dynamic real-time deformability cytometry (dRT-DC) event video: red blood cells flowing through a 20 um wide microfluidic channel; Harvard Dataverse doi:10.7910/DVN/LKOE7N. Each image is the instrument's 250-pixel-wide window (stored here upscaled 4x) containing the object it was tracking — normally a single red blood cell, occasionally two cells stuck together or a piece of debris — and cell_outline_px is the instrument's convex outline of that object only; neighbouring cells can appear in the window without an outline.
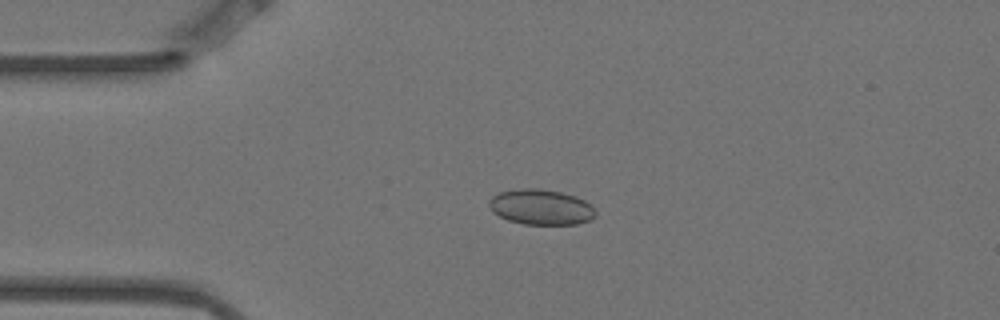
{"species": "Egyptian fruit bat (a non-hibernating species)", "species_latin": "Rousettus aegyptiacus", "temperature_condition": "warm", "stored_images_in_passage": 5, "camera_frame_rate_fps": 3000, "um_per_image_px": 0.085, "animal": {"sex": "female"}, "frame": {"image": 1, "passage_image": 3, "time_ms": 0.667, "image_size_px": [1000, 320], "cell_outline_px": [[596, 216], [588, 220], [576, 224], [524, 224], [508, 220], [492, 212], [488, 204], [488, 200], [492, 196], [500, 192], [524, 188], [540, 188], [560, 192], [576, 196], [584, 200], [596, 212]], "centroid_in_image_um": [45.95, 17.59], "position_along_channel_um": 39.1, "area_um2": 21.85}}
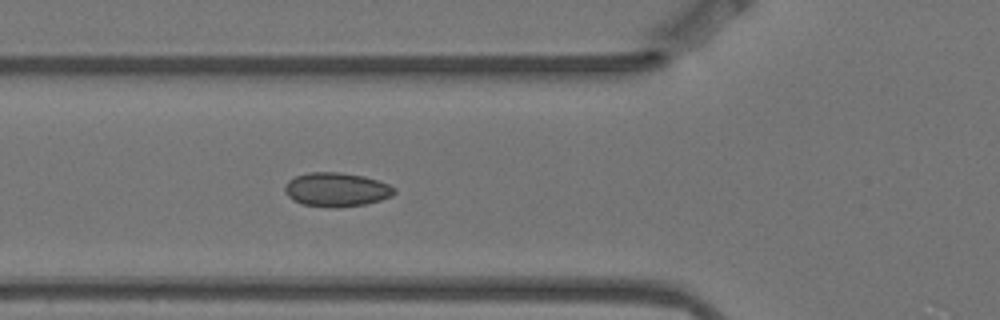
{"frame": {"image": 2, "passage_image": 5, "time_ms": 1.333, "image_size_px": [1000, 320], "cell_outline_px": [[396, 192], [392, 196], [380, 200], [364, 204], [340, 208], [332, 208], [304, 204], [292, 200], [284, 192], [284, 188], [288, 180], [296, 176], [308, 172], [340, 172], [364, 176], [388, 184], [396, 188]], "centroid_in_image_um": [28.59, 16.12], "position_along_channel_um": 97.2, "area_um2": 21.79}}